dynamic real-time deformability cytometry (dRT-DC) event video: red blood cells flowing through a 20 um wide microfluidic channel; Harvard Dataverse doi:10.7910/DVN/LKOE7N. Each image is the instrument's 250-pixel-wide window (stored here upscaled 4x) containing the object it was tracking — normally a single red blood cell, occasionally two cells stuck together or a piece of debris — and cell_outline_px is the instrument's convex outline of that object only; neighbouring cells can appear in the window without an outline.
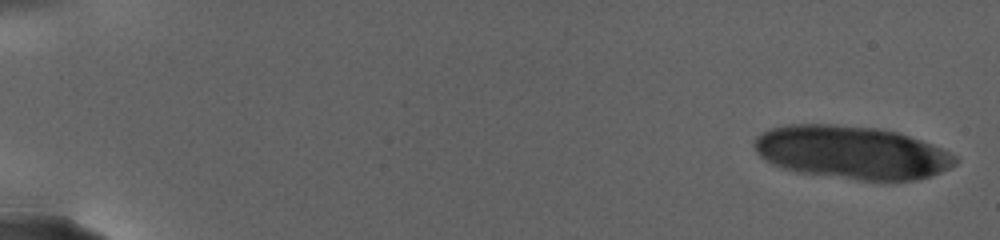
{"species": "human", "species_latin": "Homo sapiens", "temperature_condition": "warm", "stored_images_in_passage": 37, "camera_frame_rate_fps": 3000, "um_per_image_px": 0.085, "donor": {"sex": "female"}, "frame": {"image": 1, "passage_image": 1, "time_ms": 0.0, "image_size_px": [1000, 240], "cell_outline_px": [[960, 160], [956, 164], [932, 176], [916, 180], [884, 184], [796, 172], [780, 168], [764, 160], [756, 152], [752, 144], [752, 140], [756, 136], [768, 128], [788, 124], [828, 124], [876, 128], [896, 132], [932, 144], [956, 156]], "centroid_in_image_um": [72.37, 13.0], "position_along_channel_um": 12.6, "area_um2": 63.46}}
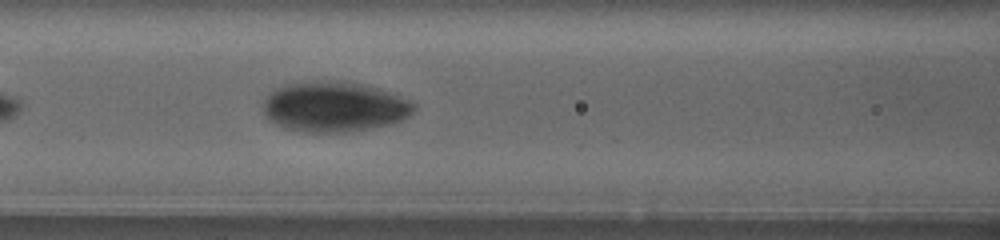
{"frame": {"image": 2, "passage_image": 13, "time_ms": 12.667, "image_size_px": [1000, 240], "cell_outline_px": [[416, 108], [408, 116], [400, 120], [388, 124], [372, 128], [348, 132], [304, 132], [284, 128], [268, 120], [264, 116], [264, 96], [268, 92], [280, 84], [308, 80], [344, 80], [364, 84], [380, 88], [408, 100], [416, 104]], "centroid_in_image_um": [28.34, 9.04], "position_along_channel_um": 138.3, "area_um2": 45.03}}
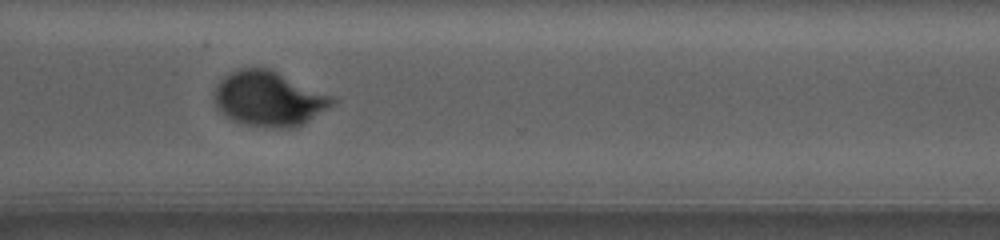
{"frame": {"image": 3, "passage_image": 29, "time_ms": 21.0, "image_size_px": [1000, 240], "cell_outline_px": [[340, 100], [304, 124], [296, 128], [272, 128], [244, 124], [232, 120], [224, 116], [216, 108], [216, 88], [232, 72], [240, 68], [268, 68], [332, 96]], "centroid_in_image_um": [22.9, 8.44], "position_along_channel_um": 347.7, "area_um2": 37.34}, "authors_computed_cell_mechanics": {"area_um2": 41.6738, "velocity_mm_per_s": 2.5169, "shape_relaxation_time_tau1_ms": 3.594, "shape_relaxation_time_tau2_ms": null, "deformation_change_tau1": 0.1402, "deformation_change_tau2": null}}